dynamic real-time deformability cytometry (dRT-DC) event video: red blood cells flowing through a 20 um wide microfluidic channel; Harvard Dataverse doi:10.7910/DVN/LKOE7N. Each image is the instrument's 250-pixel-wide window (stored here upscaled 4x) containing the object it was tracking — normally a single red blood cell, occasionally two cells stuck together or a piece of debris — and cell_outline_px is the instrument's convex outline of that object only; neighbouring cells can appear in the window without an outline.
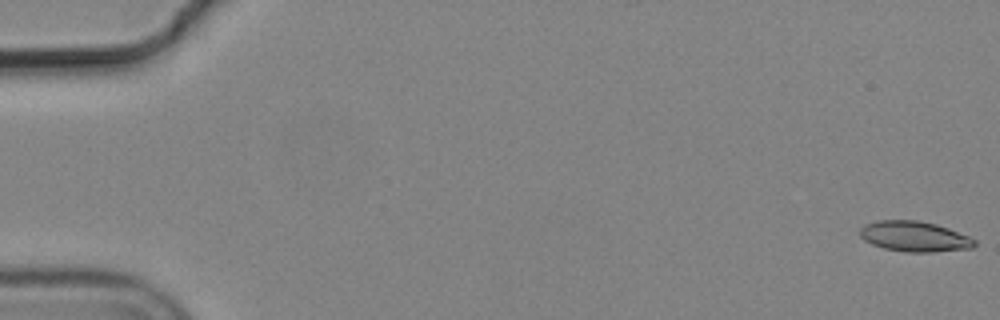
{"species": "common noctule bat (a hibernating species)", "species_latin": "Nyctalus noctula", "temperature_condition": "cold", "stored_images_in_passage": 56, "camera_frame_rate_fps": 3000, "um_per_image_px": 0.085, "animal": {"sex": "male", "body_mass_g": 19.2, "forearm_length_mm": 51.8}, "frame": {"image": 1, "passage_image": 1, "time_ms": 0.0, "image_size_px": [1000, 320], "cell_outline_px": [[976, 244], [972, 248], [932, 252], [904, 252], [884, 248], [872, 244], [864, 240], [860, 236], [860, 228], [864, 224], [880, 220], [916, 220], [936, 224], [948, 228], [968, 236], [976, 240]], "centroid_in_image_um": [77.72, 20.1], "position_along_channel_um": 7.3, "area_um2": 20.29}}
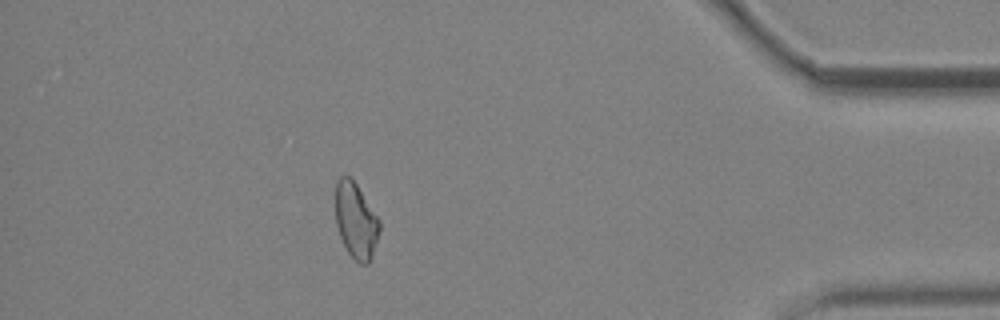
{"frame": {"image": 2, "passage_image": 50, "time_ms": 16.333, "image_size_px": [1000, 320], "cell_outline_px": [[380, 228], [372, 256], [368, 264], [360, 264], [348, 252], [340, 236], [336, 224], [336, 180], [340, 176], [348, 176], [356, 184], [380, 220]], "centroid_in_image_um": [30.25, 18.75], "position_along_channel_um": 405.0, "area_um2": 19.13}}